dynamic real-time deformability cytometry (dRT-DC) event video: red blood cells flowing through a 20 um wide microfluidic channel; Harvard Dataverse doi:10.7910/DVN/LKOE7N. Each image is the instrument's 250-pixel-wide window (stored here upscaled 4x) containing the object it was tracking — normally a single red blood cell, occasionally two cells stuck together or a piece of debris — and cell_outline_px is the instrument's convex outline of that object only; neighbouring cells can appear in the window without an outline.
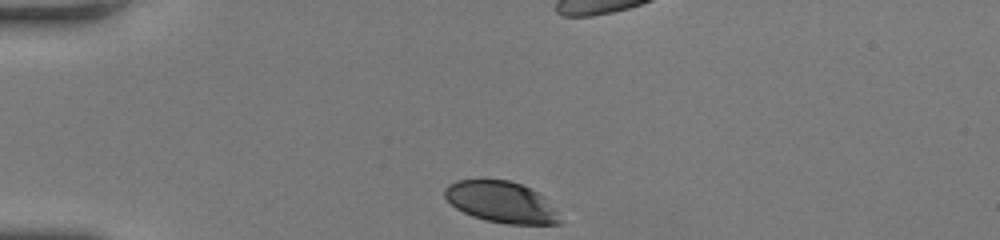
{"species": "human", "species_latin": "Homo sapiens", "temperature_condition": "room temperature", "stored_images_in_passage": 36, "camera_frame_rate_fps": 3000, "um_per_image_px": 0.085, "donor": {"sex": "female"}, "frame": {"image": 1, "passage_image": 1, "time_ms": 0.0, "image_size_px": [1000, 240], "cell_outline_px": [[560, 224], [508, 224], [484, 220], [472, 216], [456, 208], [444, 196], [444, 188], [448, 184], [456, 180], [508, 180], [520, 184], [544, 196], [556, 212], [560, 220]], "centroid_in_image_um": [42.57, 17.18], "position_along_channel_um": 42.4, "area_um2": 27.4}}
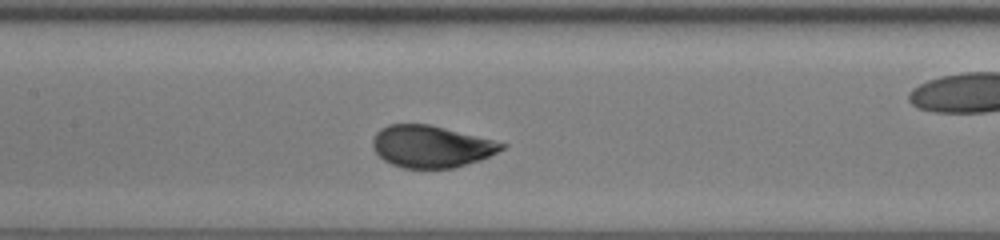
{"frame": {"image": 2, "passage_image": 17, "time_ms": 5.333, "image_size_px": [1000, 240], "cell_outline_px": [[508, 144], [504, 148], [480, 160], [452, 168], [404, 168], [392, 164], [384, 160], [376, 152], [372, 144], [372, 140], [376, 132], [380, 128], [388, 124], [428, 124]], "centroid_in_image_um": [36.61, 12.45], "position_along_channel_um": 170.8, "area_um2": 31.15}}
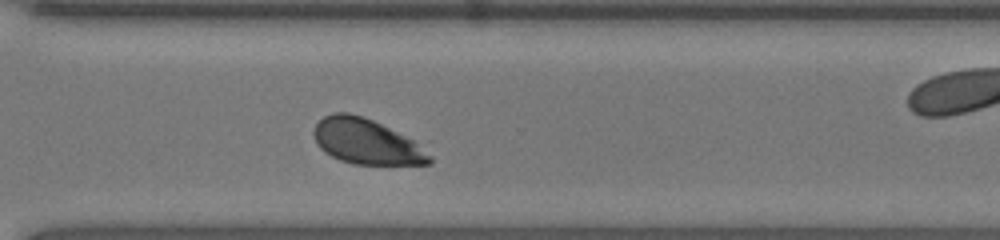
{"frame": {"image": 3, "passage_image": 32, "time_ms": 10.333, "image_size_px": [1000, 240], "cell_outline_px": [[432, 164], [352, 164], [340, 160], [324, 152], [316, 144], [312, 136], [312, 132], [316, 124], [324, 116], [332, 112], [348, 112], [372, 120], [412, 140], [432, 156]], "centroid_in_image_um": [31.08, 12.04], "position_along_channel_um": 339.5, "area_um2": 30.23}}